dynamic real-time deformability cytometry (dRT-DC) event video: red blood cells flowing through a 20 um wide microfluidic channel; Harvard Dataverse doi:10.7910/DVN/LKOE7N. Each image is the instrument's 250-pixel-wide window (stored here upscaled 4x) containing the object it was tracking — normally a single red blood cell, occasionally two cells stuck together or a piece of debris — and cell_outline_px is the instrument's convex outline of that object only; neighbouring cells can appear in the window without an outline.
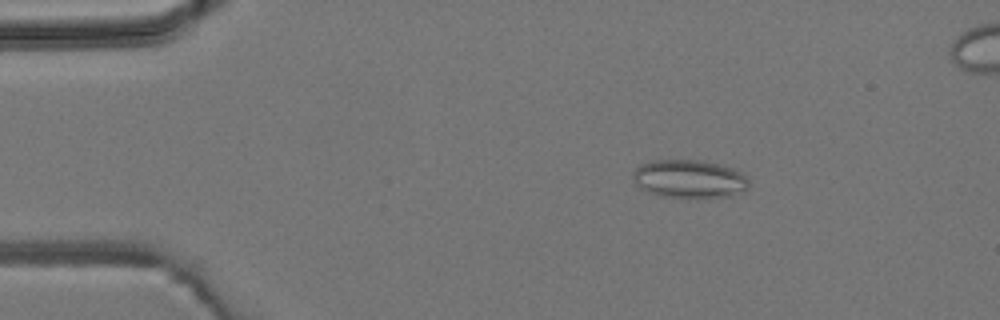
{"species": "common noctule bat (a hibernating species)", "species_latin": "Nyctalus noctula", "temperature_condition": "room temperature", "stored_images_in_passage": 8, "camera_frame_rate_fps": 3000, "um_per_image_px": 0.085, "animal": {"sex": "male", "body_mass_g": 19.2, "forearm_length_mm": 51.8}, "frame": {"image": 1, "passage_image": 3, "time_ms": 2.333, "image_size_px": [1000, 320], "cell_outline_px": [[748, 188], [732, 196], [696, 200], [680, 200], [660, 196], [648, 192], [640, 188], [632, 180], [632, 172], [640, 164], [652, 160], [700, 160], [732, 168], [740, 172], [748, 180]], "centroid_in_image_um": [58.55, 15.26], "position_along_channel_um": 26.5, "area_um2": 26.7}}
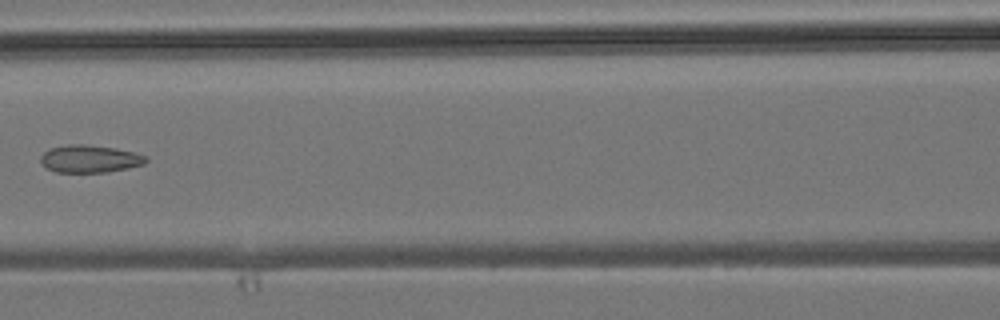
{"frame": {"image": 2, "passage_image": 7, "time_ms": 7.0, "image_size_px": [1000, 320], "cell_outline_px": [[148, 160], [144, 164], [128, 168], [108, 172], [56, 172], [48, 168], [40, 160], [40, 156], [44, 152], [52, 148], [68, 144], [84, 144], [116, 148], [136, 152], [148, 156]], "centroid_in_image_um": [7.69, 13.49], "position_along_channel_um": 158.9, "area_um2": 16.94}}
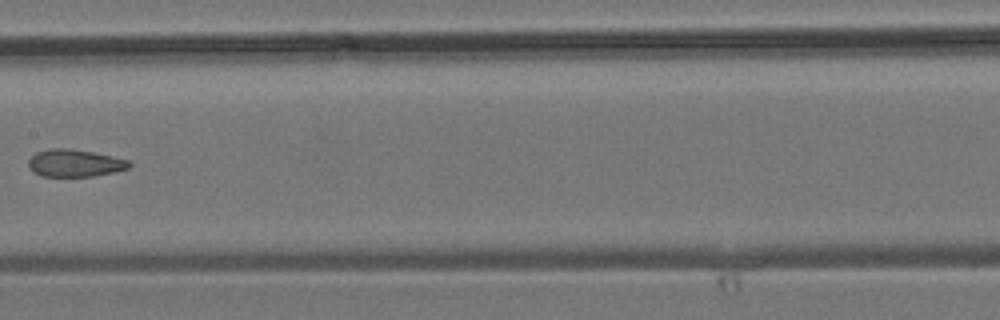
{"frame": {"image": 3, "passage_image": 8, "time_ms": 8.0, "image_size_px": [1000, 320], "cell_outline_px": [[132, 164], [128, 168], [112, 172], [92, 176], [40, 176], [32, 172], [28, 168], [28, 160], [36, 152], [48, 148], [68, 148], [92, 152], [112, 156], [128, 160]], "centroid_in_image_um": [6.3, 13.86], "position_along_channel_um": 201.1, "area_um2": 16.07}}